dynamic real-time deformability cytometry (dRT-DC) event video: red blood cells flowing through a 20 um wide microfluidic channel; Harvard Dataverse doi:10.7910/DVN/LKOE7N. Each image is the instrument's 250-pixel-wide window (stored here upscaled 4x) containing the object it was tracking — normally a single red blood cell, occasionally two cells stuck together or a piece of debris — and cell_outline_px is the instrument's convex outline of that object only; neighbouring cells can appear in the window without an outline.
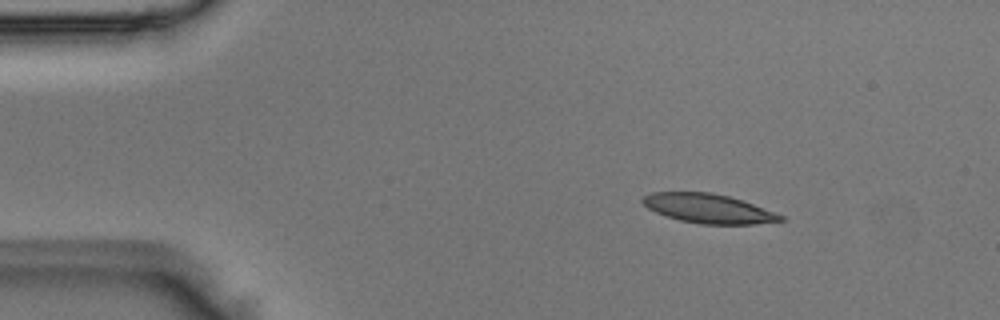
{"species": "Egyptian fruit bat (a non-hibernating species)", "species_latin": "Rousettus aegyptiacus", "temperature_condition": "room temperature", "stored_images_in_passage": 5, "segment_of_instrument_passage": [1, 2], "camera_frame_rate_fps": 3000, "um_per_image_px": 0.085, "animal": {"sex": "male"}, "frame": {"image": 1, "passage_image": 2, "time_ms": 0.333, "image_size_px": [1000, 320], "cell_outline_px": [[788, 220], [756, 224], [700, 224], [680, 220], [656, 212], [648, 208], [640, 200], [644, 196], [652, 192], [708, 192], [728, 196], [752, 204], [784, 216]], "centroid_in_image_um": [60.21, 17.73], "position_along_channel_um": 24.8, "area_um2": 23.24}}